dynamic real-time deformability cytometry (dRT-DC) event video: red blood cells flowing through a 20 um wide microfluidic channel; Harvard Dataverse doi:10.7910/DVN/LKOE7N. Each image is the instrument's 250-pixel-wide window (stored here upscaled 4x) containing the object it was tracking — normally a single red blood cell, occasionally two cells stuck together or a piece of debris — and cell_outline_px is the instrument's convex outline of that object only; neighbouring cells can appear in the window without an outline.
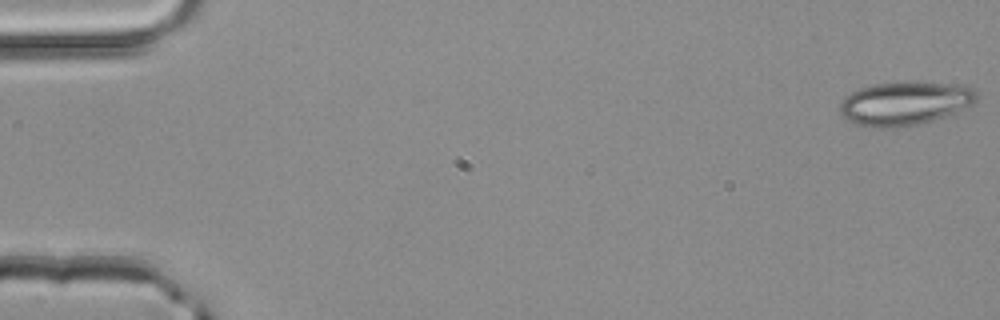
{"species": "common noctule bat (a hibernating species)", "species_latin": "Nyctalus noctula", "temperature_condition": "room temperature", "stored_images_in_passage": 50, "camera_frame_rate_fps": 3000, "um_per_image_px": 0.085, "animal": {"sex": "male", "body_mass_g": 20.4}, "frame": {"image": 1, "passage_image": 1, "time_ms": 0.0, "image_size_px": [1000, 320], "cell_outline_px": [[980, 96], [976, 104], [956, 112], [920, 124], [904, 128], [872, 128], [856, 124], [840, 116], [840, 104], [844, 96], [860, 88], [872, 84], [944, 84], [976, 88]], "centroid_in_image_um": [76.91, 8.84], "position_along_channel_um": 8.1, "area_um2": 34.56}}
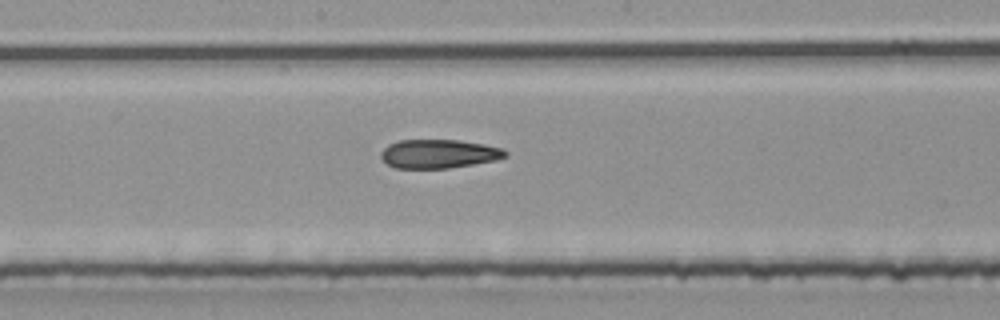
{"frame": {"image": 2, "passage_image": 27, "time_ms": 8.667, "image_size_px": [1000, 320], "cell_outline_px": [[508, 156], [496, 160], [448, 168], [396, 168], [388, 164], [380, 156], [380, 152], [388, 144], [400, 140], [460, 140], [484, 144], [504, 148], [508, 152]], "centroid_in_image_um": [37.32, 13.06], "position_along_channel_um": 210.9, "area_um2": 20.92}}
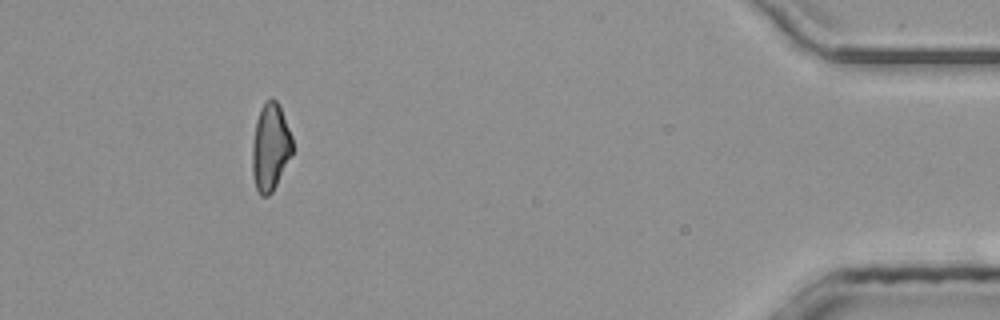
{"frame": {"image": 3, "passage_image": 46, "time_ms": 15.0, "image_size_px": [1000, 320], "cell_outline_px": [[292, 156], [272, 192], [268, 196], [260, 196], [256, 188], [252, 172], [252, 144], [256, 120], [260, 108], [264, 100], [272, 96], [276, 100], [280, 108], [292, 136]], "centroid_in_image_um": [22.97, 12.49], "position_along_channel_um": 412.2, "area_um2": 20.63}, "authors_computed_cell_mechanics": {"area_um2": 21.5594, "velocity_mm_per_s": 4.1908, "shape_relaxation_time_tau1_ms": null, "shape_relaxation_time_tau2_ms": 5.7896, "deformation_change_tau1": null, "deformation_change_tau2": 0.1512}}